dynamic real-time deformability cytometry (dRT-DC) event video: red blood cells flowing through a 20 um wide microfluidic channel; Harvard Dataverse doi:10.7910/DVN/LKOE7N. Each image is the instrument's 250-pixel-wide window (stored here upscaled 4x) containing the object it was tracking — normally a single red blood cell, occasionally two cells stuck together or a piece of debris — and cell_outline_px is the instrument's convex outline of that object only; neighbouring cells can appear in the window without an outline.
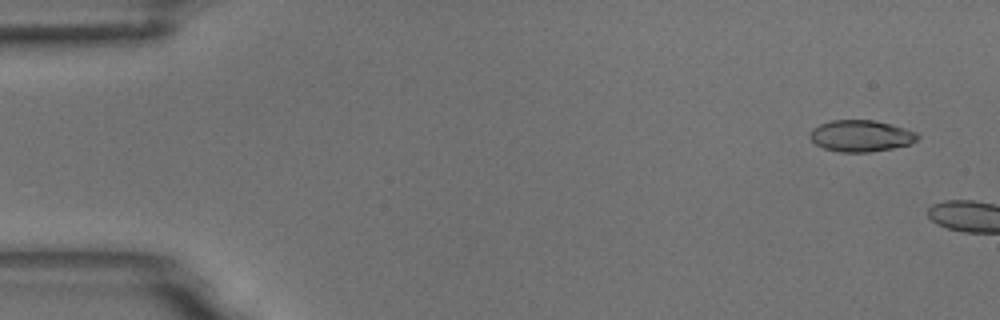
{"species": "common noctule bat (a hibernating species)", "species_latin": "Nyctalus noctula", "temperature_condition": "room temperature", "stored_images_in_passage": 3, "camera_frame_rate_fps": 3000, "um_per_image_px": 0.085, "animal": {"sex": "male", "body_mass_g": 18.8}, "frame": {"image": 1, "passage_image": 3, "time_ms": 0.667, "image_size_px": [1000, 320], "cell_outline_px": [[920, 136], [916, 140], [908, 144], [892, 148], [868, 152], [840, 152], [824, 148], [816, 144], [808, 136], [808, 132], [812, 128], [820, 124], [832, 120], [872, 120], [904, 128], [916, 132]], "centroid_in_image_um": [73.13, 11.55], "position_along_channel_um": 11.9, "area_um2": 19.59}}